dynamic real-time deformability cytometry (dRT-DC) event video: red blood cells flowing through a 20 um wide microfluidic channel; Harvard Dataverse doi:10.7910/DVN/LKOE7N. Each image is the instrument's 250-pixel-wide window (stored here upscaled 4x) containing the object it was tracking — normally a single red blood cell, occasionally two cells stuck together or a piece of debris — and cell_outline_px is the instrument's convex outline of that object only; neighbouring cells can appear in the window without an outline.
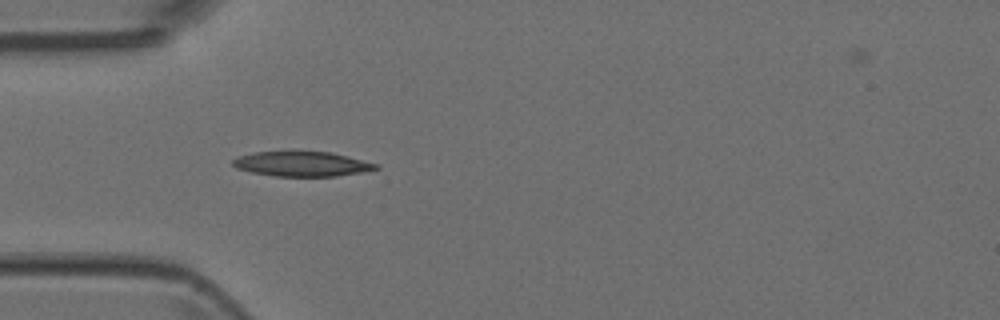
{"species": "Egyptian fruit bat (a non-hibernating species)", "species_latin": "Rousettus aegyptiacus", "temperature_condition": "room temperature", "stored_images_in_passage": 4, "camera_frame_rate_fps": 3000, "um_per_image_px": 0.085, "animal": {"sex": "female"}, "frame": {"image": 1, "passage_image": 4, "time_ms": 1.0, "image_size_px": [1000, 320], "cell_outline_px": [[380, 168], [360, 172], [336, 176], [276, 176], [252, 172], [236, 168], [232, 164], [232, 160], [236, 156], [252, 152], [328, 152], [348, 156], [380, 164]], "centroid_in_image_um": [25.65, 13.93], "position_along_channel_um": 59.3, "area_um2": 20.58}}